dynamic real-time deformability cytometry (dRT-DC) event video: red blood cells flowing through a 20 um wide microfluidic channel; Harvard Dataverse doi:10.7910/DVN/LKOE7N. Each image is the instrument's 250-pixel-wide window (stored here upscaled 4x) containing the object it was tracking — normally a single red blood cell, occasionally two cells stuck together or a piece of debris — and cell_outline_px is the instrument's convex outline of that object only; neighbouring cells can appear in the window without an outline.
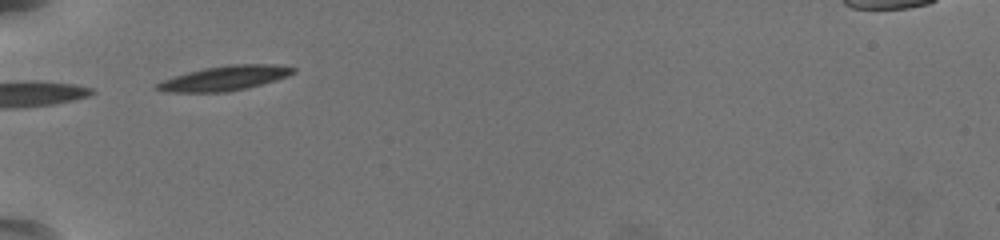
{"species": "common noctule bat (a hibernating species)", "species_latin": "Nyctalus noctula", "temperature_condition": "warm", "stored_images_in_passage": 4, "camera_frame_rate_fps": 3000, "um_per_image_px": 0.085, "animal": {"sex": "female", "body_mass_g": 19.5, "forearm_length_mm": 54.1}, "frame": {"image": 1, "passage_image": 1, "time_ms": 0.0, "image_size_px": [1000, 240], "cell_outline_px": [[296, 72], [288, 76], [276, 80], [228, 92], [168, 92], [156, 88], [156, 84], [164, 80], [188, 72], [204, 68], [228, 64], [276, 64], [296, 68]], "centroid_in_image_um": [19.15, 6.63], "position_along_channel_um": 65.8, "area_um2": 19.36}}